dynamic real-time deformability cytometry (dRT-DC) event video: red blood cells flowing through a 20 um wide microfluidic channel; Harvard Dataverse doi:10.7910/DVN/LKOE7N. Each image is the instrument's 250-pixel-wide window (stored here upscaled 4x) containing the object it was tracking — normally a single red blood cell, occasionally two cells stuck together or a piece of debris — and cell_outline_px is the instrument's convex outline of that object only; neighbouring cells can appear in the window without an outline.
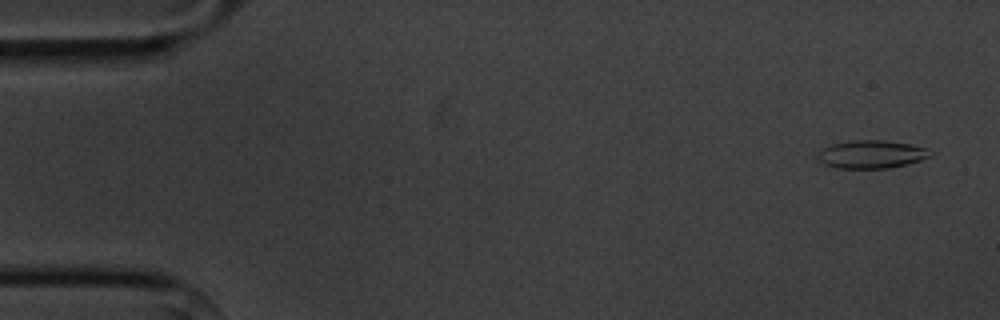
{"species": "common noctule bat (a hibernating species)", "species_latin": "Nyctalus noctula", "temperature_condition": "cold", "stored_images_in_passage": 6, "camera_frame_rate_fps": 3000, "um_per_image_px": 0.085, "animal": {"sex": "male", "body_mass_g": 20.1, "forearm_length_mm": 53.5}, "frame": {"image": 1, "passage_image": 1, "time_ms": 0.0, "image_size_px": [1000, 320], "cell_outline_px": [[932, 156], [908, 164], [888, 168], [836, 168], [824, 164], [816, 156], [820, 148], [832, 144], [852, 140], [884, 140], [912, 144], [928, 148], [932, 152]], "centroid_in_image_um": [74.08, 13.11], "position_along_channel_um": 10.9, "area_um2": 18.61}}
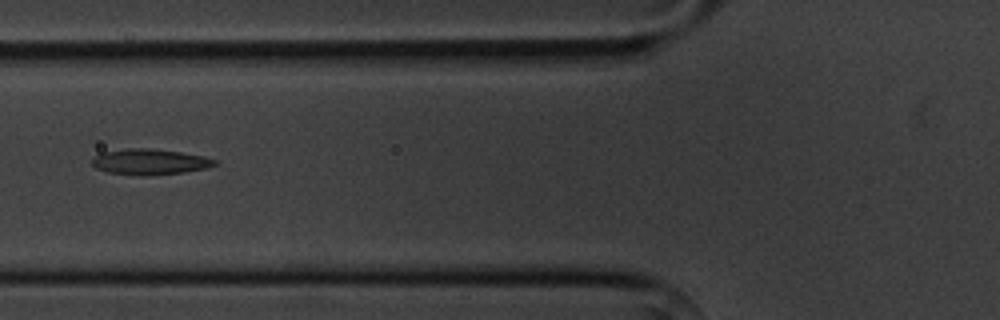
{"frame": {"image": 2, "passage_image": 6, "time_ms": 6.0, "image_size_px": [1000, 320], "cell_outline_px": [[216, 164], [208, 168], [184, 172], [148, 176], [140, 176], [108, 172], [96, 168], [92, 164], [92, 156], [100, 152], [128, 148], [148, 148], [180, 152], [204, 156], [216, 160]], "centroid_in_image_um": [12.7, 13.75], "position_along_channel_um": 113.1, "area_um2": 18.55}}